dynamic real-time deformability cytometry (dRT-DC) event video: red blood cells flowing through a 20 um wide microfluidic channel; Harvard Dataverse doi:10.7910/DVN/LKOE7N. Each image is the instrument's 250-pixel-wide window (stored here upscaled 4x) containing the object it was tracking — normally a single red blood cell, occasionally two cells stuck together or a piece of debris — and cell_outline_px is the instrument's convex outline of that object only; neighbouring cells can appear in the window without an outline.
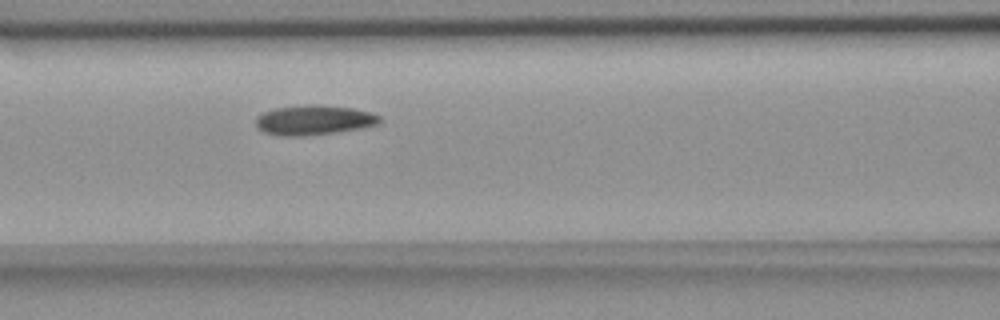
{"species": "common noctule bat (a hibernating species)", "species_latin": "Nyctalus noctula", "temperature_condition": "room temperature", "stored_images_in_passage": 4, "camera_frame_rate_fps": 3000, "um_per_image_px": 0.085, "animal": {"sex": "female", "body_mass_g": 18.4}, "frame": {"image": 1, "passage_image": 4, "time_ms": 3.333, "image_size_px": [1000, 320], "cell_outline_px": [[384, 120], [376, 124], [360, 128], [336, 132], [300, 136], [280, 136], [264, 132], [256, 124], [256, 116], [264, 112], [276, 108], [308, 104], [316, 104], [352, 108], [368, 112], [380, 116]], "centroid_in_image_um": [26.67, 10.2], "position_along_channel_um": 139.9, "area_um2": 21.33}}